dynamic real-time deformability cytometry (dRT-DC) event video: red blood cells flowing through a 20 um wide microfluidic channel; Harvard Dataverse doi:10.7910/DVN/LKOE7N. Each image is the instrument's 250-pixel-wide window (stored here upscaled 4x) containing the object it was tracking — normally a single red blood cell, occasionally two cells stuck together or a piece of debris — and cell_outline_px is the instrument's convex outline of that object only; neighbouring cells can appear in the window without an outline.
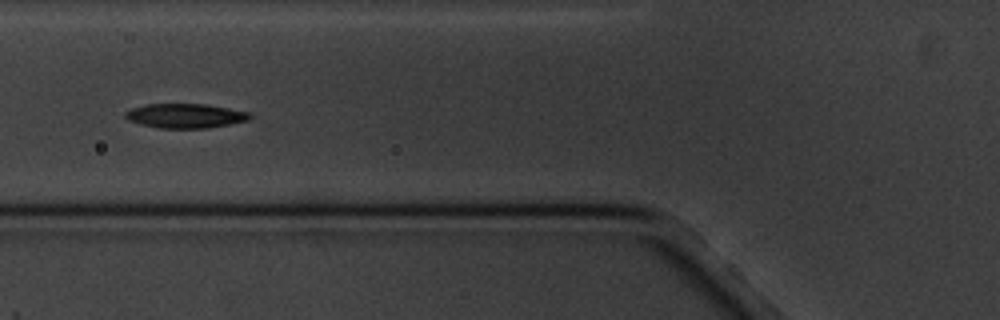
{"species": "common noctule bat (a hibernating species)", "species_latin": "Nyctalus noctula", "temperature_condition": "cold", "stored_images_in_passage": 5, "camera_frame_rate_fps": 3000, "um_per_image_px": 0.085, "animal": {"sex": "male", "body_mass_g": 20.1, "forearm_length_mm": 53.5}, "frame": {"image": 1, "passage_image": 5, "time_ms": 5.333, "image_size_px": [1000, 320], "cell_outline_px": [[252, 116], [248, 120], [208, 128], [160, 128], [140, 124], [128, 120], [124, 116], [124, 112], [132, 108], [144, 104], [204, 104], [252, 112]], "centroid_in_image_um": [15.74, 9.84], "position_along_channel_um": 110.1, "area_um2": 17.74}}